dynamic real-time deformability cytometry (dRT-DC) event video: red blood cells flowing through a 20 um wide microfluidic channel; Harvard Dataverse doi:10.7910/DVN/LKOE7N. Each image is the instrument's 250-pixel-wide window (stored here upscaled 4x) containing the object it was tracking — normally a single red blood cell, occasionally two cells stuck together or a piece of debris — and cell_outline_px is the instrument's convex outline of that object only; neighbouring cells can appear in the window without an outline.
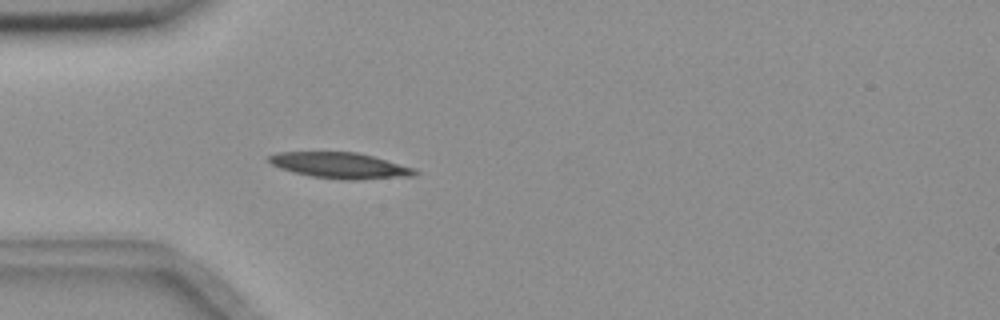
{"species": "common noctule bat (a hibernating species)", "species_latin": "Nyctalus noctula", "temperature_condition": "room temperature", "stored_images_in_passage": 1, "camera_frame_rate_fps": 3000, "um_per_image_px": 0.085, "animal": {"sex": "female", "body_mass_g": 18.4}, "frame": {"image": 1, "passage_image": 1, "time_ms": 0.0, "image_size_px": [1000, 320], "cell_outline_px": [[420, 172], [416, 176], [360, 180], [344, 180], [312, 176], [292, 172], [280, 168], [272, 164], [268, 160], [268, 156], [276, 152], [356, 152], [372, 156], [416, 168]], "centroid_in_image_um": [28.96, 14.07], "position_along_channel_um": 56.0, "area_um2": 22.2}}